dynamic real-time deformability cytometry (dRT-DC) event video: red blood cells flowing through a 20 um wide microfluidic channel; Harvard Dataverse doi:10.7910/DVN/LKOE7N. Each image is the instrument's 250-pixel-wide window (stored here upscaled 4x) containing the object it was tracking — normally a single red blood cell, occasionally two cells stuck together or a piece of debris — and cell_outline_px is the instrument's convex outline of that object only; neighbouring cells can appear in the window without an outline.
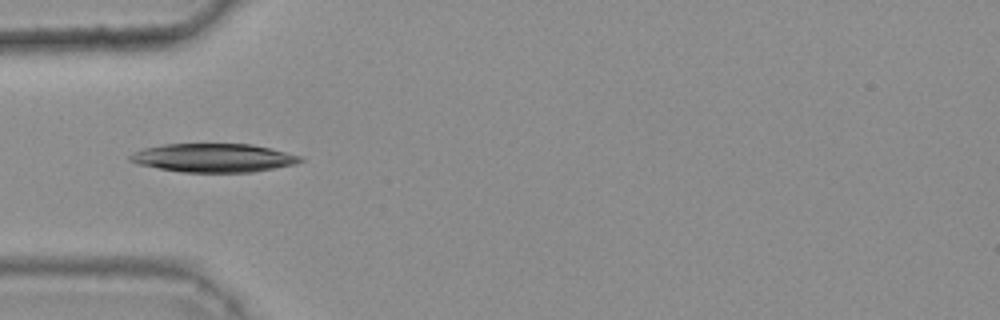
{"species": "common noctule bat (a hibernating species)", "species_latin": "Nyctalus noctula", "temperature_condition": "warm", "stored_images_in_passage": 21, "camera_frame_rate_fps": 3000, "um_per_image_px": 0.085, "animal": {"sex": "female", "body_mass_g": 25.1}, "frame": {"image": 1, "passage_image": 1, "time_ms": 0.0, "image_size_px": [1000, 320], "cell_outline_px": [[304, 160], [296, 164], [252, 172], [184, 172], [136, 164], [128, 160], [128, 156], [144, 148], [164, 144], [252, 144], [304, 156]], "centroid_in_image_um": [18.18, 13.41], "position_along_channel_um": 66.8, "area_um2": 28.32}}
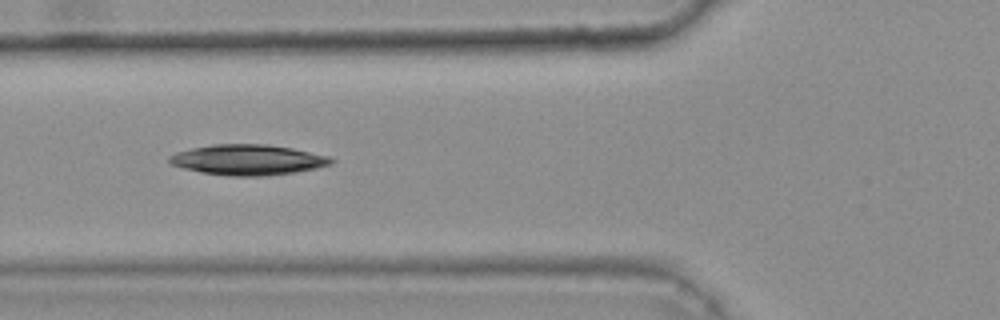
{"frame": {"image": 2, "passage_image": 4, "time_ms": 1.0, "image_size_px": [1000, 320], "cell_outline_px": [[336, 160], [332, 164], [316, 168], [296, 172], [264, 176], [228, 176], [200, 172], [184, 168], [172, 164], [168, 160], [168, 156], [176, 152], [192, 148], [212, 144], [268, 144], [292, 148], [332, 156]], "centroid_in_image_um": [21.11, 13.58], "position_along_channel_um": 104.7, "area_um2": 28.96}}
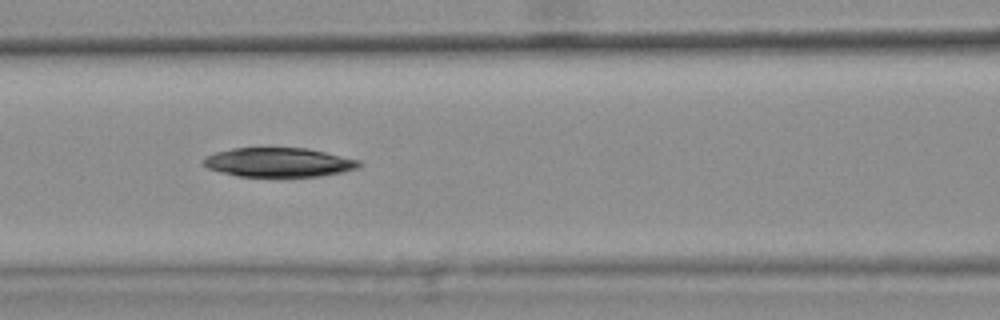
{"frame": {"image": 3, "passage_image": 7, "time_ms": 2.0, "image_size_px": [1000, 320], "cell_outline_px": [[364, 164], [356, 168], [344, 172], [320, 176], [240, 176], [220, 172], [208, 168], [204, 164], [204, 160], [208, 156], [216, 152], [232, 148], [308, 148], [360, 160]], "centroid_in_image_um": [23.74, 13.79], "position_along_channel_um": 142.9, "area_um2": 26.3}}